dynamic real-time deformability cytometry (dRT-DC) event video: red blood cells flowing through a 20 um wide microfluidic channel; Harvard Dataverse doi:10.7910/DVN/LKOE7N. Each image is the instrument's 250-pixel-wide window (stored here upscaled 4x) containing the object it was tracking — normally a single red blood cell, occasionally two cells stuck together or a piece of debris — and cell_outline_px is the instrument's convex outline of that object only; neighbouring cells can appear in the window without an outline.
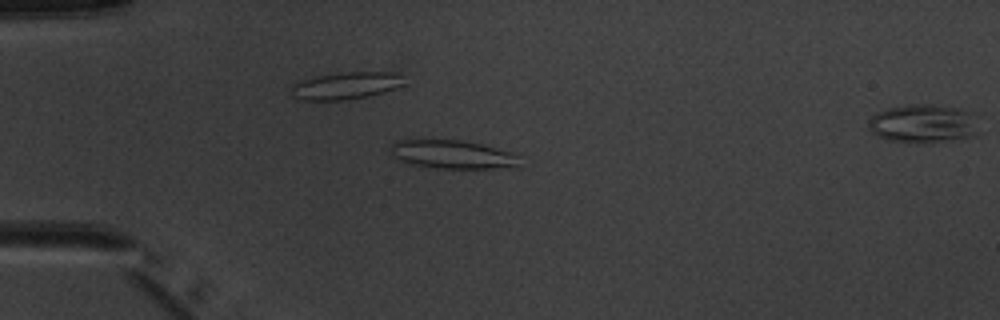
{"species": "common noctule bat (a hibernating species)", "species_latin": "Nyctalus noctula", "temperature_condition": "warm", "stored_images_in_passage": 4, "camera_frame_rate_fps": 3000, "um_per_image_px": 0.085, "animal": {"sex": "male", "body_mass_g": 20.1, "forearm_length_mm": 53.5}, "frame": {"image": 1, "passage_image": 2, "time_ms": 1.333, "image_size_px": [1000, 320], "cell_outline_px": [[520, 156], [516, 168], [436, 168], [412, 164], [400, 160], [392, 156], [392, 144], [396, 140], [460, 140], [480, 144], [516, 152]], "centroid_in_image_um": [38.53, 13.13], "position_along_channel_um": 46.5, "area_um2": 21.44}}
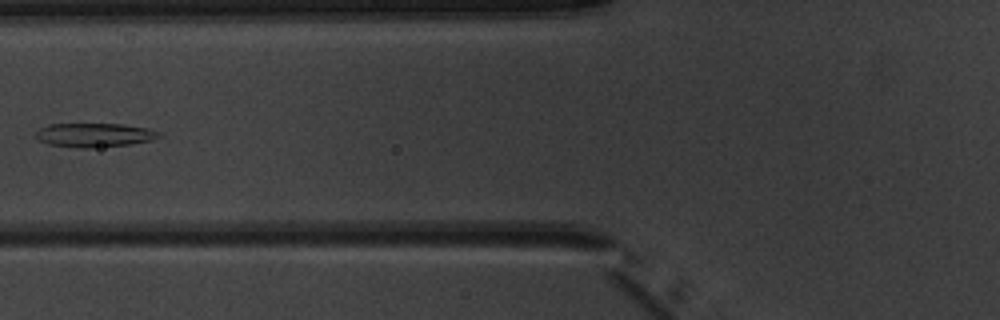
{"frame": {"image": 2, "passage_image": 4, "time_ms": 3.667, "image_size_px": [1000, 320], "cell_outline_px": [[160, 136], [152, 140], [128, 144], [92, 148], [76, 148], [48, 144], [36, 140], [32, 136], [32, 132], [48, 124], [124, 124], [148, 128], [160, 132]], "centroid_in_image_um": [7.92, 11.48], "position_along_channel_um": 117.9, "area_um2": 17.51}}